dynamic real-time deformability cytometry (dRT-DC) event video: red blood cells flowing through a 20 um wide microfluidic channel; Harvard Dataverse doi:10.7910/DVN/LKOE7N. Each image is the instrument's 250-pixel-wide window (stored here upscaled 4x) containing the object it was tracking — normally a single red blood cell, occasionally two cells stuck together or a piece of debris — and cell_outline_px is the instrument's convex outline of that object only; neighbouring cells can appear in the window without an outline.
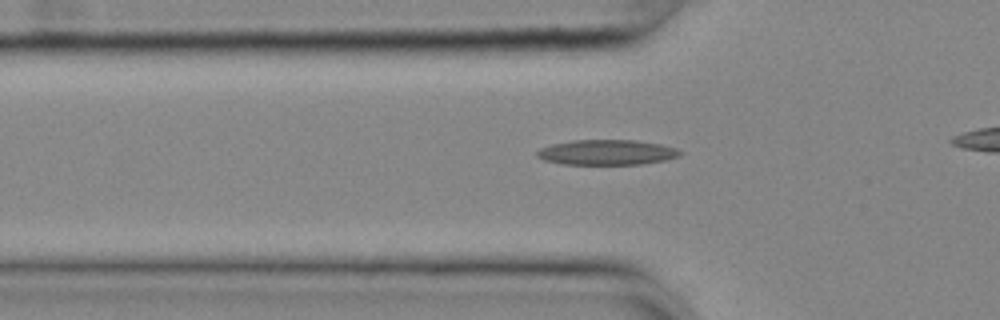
{"species": "common noctule bat (a hibernating species)", "species_latin": "Nyctalus noctula", "temperature_condition": "cold", "stored_images_in_passage": 38, "camera_frame_rate_fps": 3000, "um_per_image_px": 0.085, "animal": {"sex": "female", "body_mass_g": 25.1}, "frame": {"image": 1, "passage_image": 11, "time_ms": 3.333, "image_size_px": [1000, 320], "cell_outline_px": [[684, 152], [680, 156], [664, 160], [640, 164], [560, 164], [544, 160], [536, 156], [536, 152], [540, 148], [552, 144], [572, 140], [636, 140], [660, 144], [676, 148]], "centroid_in_image_um": [51.57, 12.94], "position_along_channel_um": 74.2, "area_um2": 21.04}}
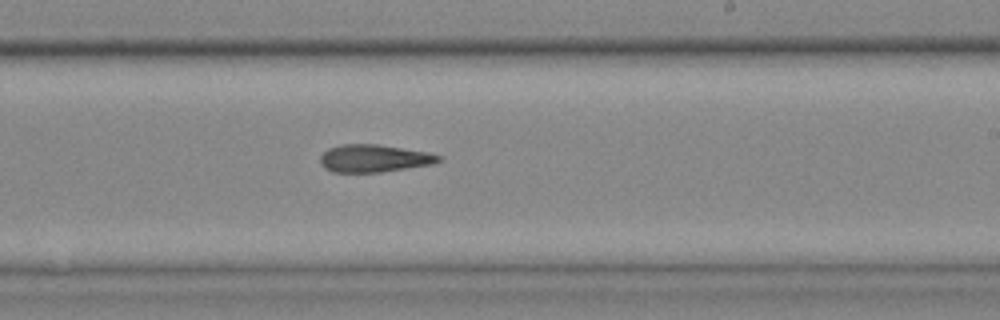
{"frame": {"image": 2, "passage_image": 26, "time_ms": 8.333, "image_size_px": [1000, 320], "cell_outline_px": [[444, 160], [436, 164], [380, 172], [332, 172], [324, 168], [320, 164], [320, 156], [328, 148], [340, 144], [376, 144], [428, 152], [444, 156]], "centroid_in_image_um": [31.83, 13.46], "position_along_channel_um": 257.2, "area_um2": 19.31}}
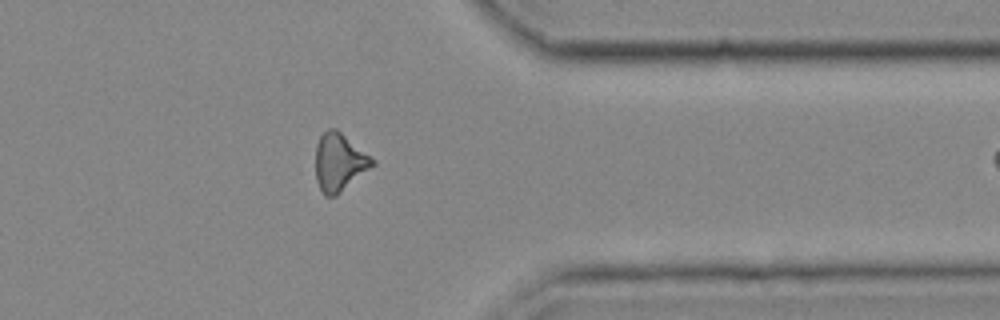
{"frame": {"image": 3, "passage_image": 37, "time_ms": 12.0, "image_size_px": [1000, 320], "cell_outline_px": [[376, 164], [336, 196], [324, 196], [316, 180], [316, 144], [320, 136], [328, 128], [336, 128], [376, 160]], "centroid_in_image_um": [28.85, 13.79], "position_along_channel_um": 382.5, "area_um2": 19.19}}